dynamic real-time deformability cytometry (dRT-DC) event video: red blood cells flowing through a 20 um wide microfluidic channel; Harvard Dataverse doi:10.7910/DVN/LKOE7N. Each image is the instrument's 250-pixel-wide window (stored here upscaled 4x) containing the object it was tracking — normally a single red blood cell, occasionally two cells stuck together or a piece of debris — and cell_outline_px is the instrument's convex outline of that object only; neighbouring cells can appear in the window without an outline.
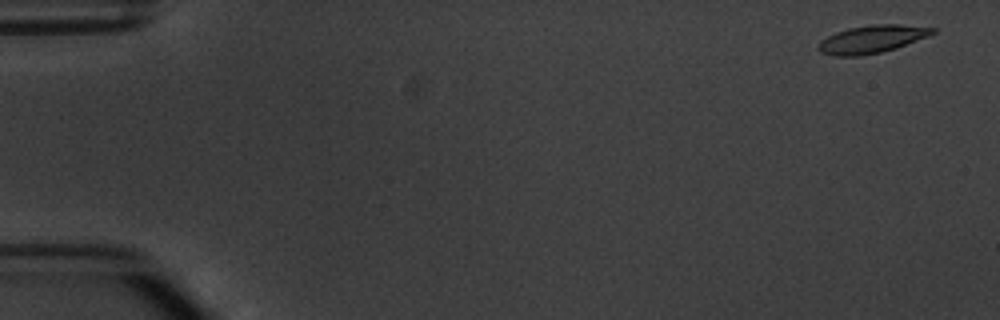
{"species": "common noctule bat (a hibernating species)", "species_latin": "Nyctalus noctula", "temperature_condition": "warm", "stored_images_in_passage": 4, "camera_frame_rate_fps": 3000, "um_per_image_px": 0.085, "animal": {"sex": "male", "body_mass_g": 20.1, "forearm_length_mm": 53.5}, "frame": {"image": 1, "passage_image": 1, "time_ms": 0.0, "image_size_px": [1000, 320], "cell_outline_px": [[936, 32], [928, 36], [896, 48], [880, 52], [860, 56], [832, 56], [820, 52], [816, 48], [816, 44], [820, 40], [836, 32], [848, 28], [872, 24], [900, 24], [936, 28]], "centroid_in_image_um": [74.07, 3.33], "position_along_channel_um": 10.9, "area_um2": 18.61}}
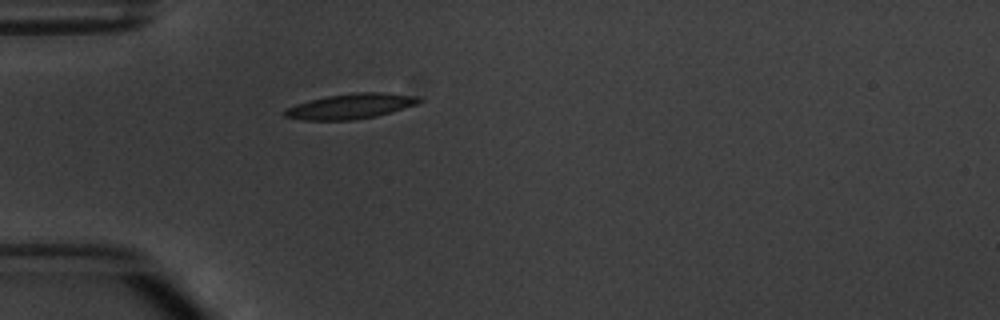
{"frame": {"image": 2, "passage_image": 4, "time_ms": 4.667, "image_size_px": [1000, 320], "cell_outline_px": [[424, 100], [416, 104], [392, 112], [376, 116], [352, 120], [304, 120], [284, 116], [280, 112], [296, 104], [328, 96], [356, 92], [380, 92], [416, 96]], "centroid_in_image_um": [29.8, 9.03], "position_along_channel_um": 55.2, "area_um2": 19.54}}